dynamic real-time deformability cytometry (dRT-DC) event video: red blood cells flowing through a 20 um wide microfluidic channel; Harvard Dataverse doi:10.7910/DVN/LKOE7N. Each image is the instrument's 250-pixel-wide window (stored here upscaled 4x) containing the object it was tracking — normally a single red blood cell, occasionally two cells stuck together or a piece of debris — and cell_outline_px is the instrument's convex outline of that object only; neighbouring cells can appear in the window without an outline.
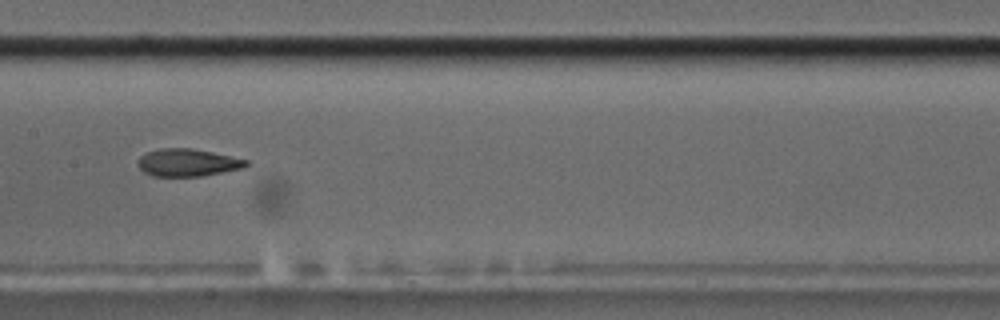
{"species": "common noctule bat (a hibernating species)", "species_latin": "Nyctalus noctula", "temperature_condition": "cold", "stored_images_in_passage": 39, "segment_of_instrument_passage": [1, 2], "camera_frame_rate_fps": 3000, "um_per_image_px": 0.085, "animal": {"sex": "male", "body_mass_g": 17.5, "forearm_length_mm": 52.3}, "frame": {"image": 1, "passage_image": 12, "time_ms": 3.667, "image_size_px": [1000, 320], "cell_outline_px": [[248, 164], [244, 168], [200, 176], [152, 176], [144, 172], [136, 164], [136, 160], [140, 156], [148, 152], [160, 148], [192, 148], [212, 152], [248, 160]], "centroid_in_image_um": [15.91, 13.82], "position_along_channel_um": 191.5, "area_um2": 17.34}}